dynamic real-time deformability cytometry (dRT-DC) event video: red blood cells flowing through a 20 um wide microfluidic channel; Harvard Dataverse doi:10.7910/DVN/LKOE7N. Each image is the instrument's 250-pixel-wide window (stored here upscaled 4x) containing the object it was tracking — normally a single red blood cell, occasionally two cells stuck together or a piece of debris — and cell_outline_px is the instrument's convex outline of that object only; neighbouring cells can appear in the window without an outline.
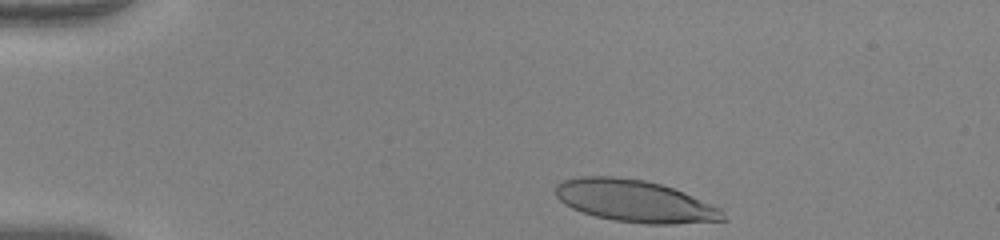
{"species": "human", "species_latin": "Homo sapiens", "temperature_condition": "warm", "stored_images_in_passage": 35, "camera_frame_rate_fps": 3000, "um_per_image_px": 0.085, "donor": {"sex": "female"}, "frame": {"image": 1, "passage_image": 1, "time_ms": 0.0, "image_size_px": [1000, 240], "cell_outline_px": [[728, 220], [672, 224], [648, 224], [612, 220], [580, 212], [564, 204], [556, 196], [556, 184], [560, 180], [580, 176], [616, 176], [644, 180], [660, 184], [684, 192], [720, 208]], "centroid_in_image_um": [53.93, 17.09], "position_along_channel_um": 31.1, "area_um2": 41.15}}
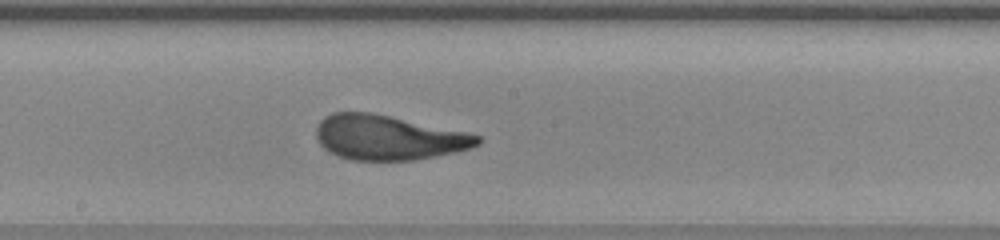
{"frame": {"image": 2, "passage_image": 20, "time_ms": 6.333, "image_size_px": [1000, 240], "cell_outline_px": [[484, 140], [480, 144], [472, 148], [456, 152], [436, 156], [412, 160], [352, 160], [340, 156], [324, 148], [320, 144], [316, 136], [316, 128], [320, 120], [332, 112], [372, 112], [464, 132], [480, 136]], "centroid_in_image_um": [33.01, 11.69], "position_along_channel_um": 215.2, "area_um2": 41.85}}
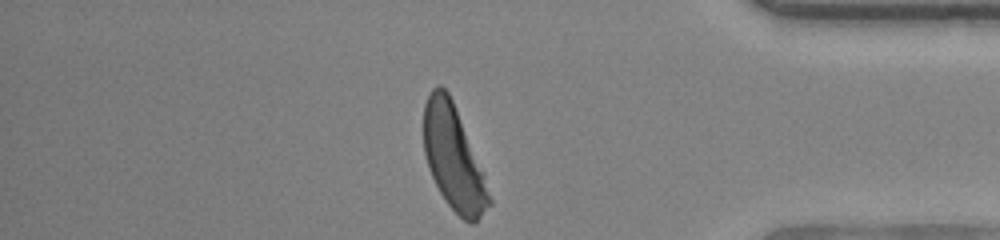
{"frame": {"image": 3, "passage_image": 35, "time_ms": 11.333, "image_size_px": [1000, 240], "cell_outline_px": [[492, 204], [476, 224], [472, 224], [464, 220], [444, 200], [428, 168], [424, 152], [424, 104], [432, 88], [436, 84], [440, 84], [448, 92], [452, 100], [484, 172], [492, 200]], "centroid_in_image_um": [38.57, 13.46], "position_along_channel_um": 396.6, "area_um2": 39.77}, "authors_computed_cell_mechanics": {"area_um2": 41.6738, "velocity_mm_per_s": 4.0869, "shape_relaxation_time_tau1_ms": 3.5055, "shape_relaxation_time_tau2_ms": 0.7882, "deformation_change_tau1": 0.2392, "deformation_change_tau2": 0.0916}}